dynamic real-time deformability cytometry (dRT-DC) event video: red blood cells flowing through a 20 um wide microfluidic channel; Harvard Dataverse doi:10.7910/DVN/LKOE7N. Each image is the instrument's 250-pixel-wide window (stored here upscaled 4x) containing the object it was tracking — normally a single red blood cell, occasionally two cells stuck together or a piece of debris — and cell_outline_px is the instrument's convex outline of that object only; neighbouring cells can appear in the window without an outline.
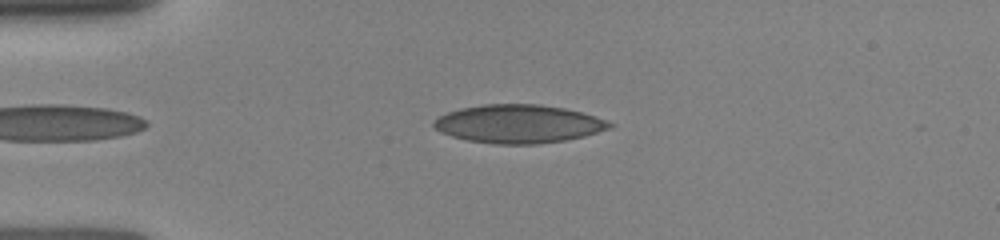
{"species": "human", "species_latin": "Homo sapiens", "temperature_condition": "room temperature", "stored_images_in_passage": 9, "camera_frame_rate_fps": 3000, "um_per_image_px": 0.085, "donor": {"sex": "female"}, "frame": {"image": 1, "passage_image": 2, "time_ms": 0.333, "image_size_px": [1000, 240], "cell_outline_px": [[616, 124], [612, 128], [584, 136], [564, 140], [540, 144], [492, 144], [468, 140], [452, 136], [440, 132], [432, 124], [440, 116], [448, 112], [460, 108], [484, 104], [540, 104], [564, 108], [596, 116]], "centroid_in_image_um": [44.1, 10.53], "position_along_channel_um": 40.9, "area_um2": 39.3}}
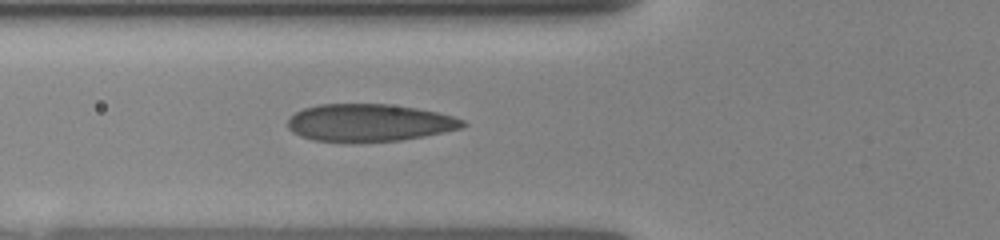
{"frame": {"image": 2, "passage_image": 6, "time_ms": 2.333, "image_size_px": [1000, 240], "cell_outline_px": [[468, 124], [460, 128], [424, 136], [400, 140], [352, 144], [312, 140], [300, 136], [292, 132], [288, 128], [288, 120], [296, 112], [304, 108], [320, 104], [388, 104], [416, 108], [436, 112], [452, 116], [464, 120]], "centroid_in_image_um": [31.35, 10.46], "position_along_channel_um": 94.5, "area_um2": 38.61}}
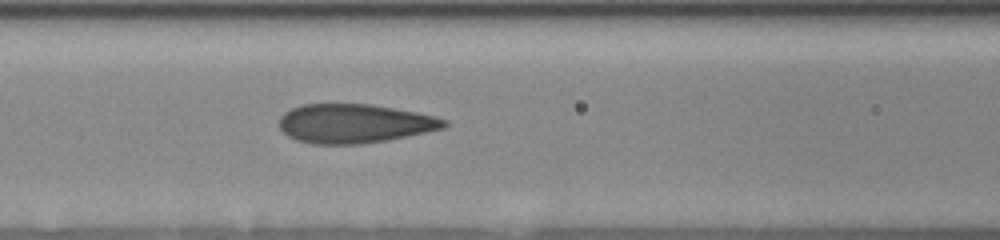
{"frame": {"image": 3, "passage_image": 9, "time_ms": 3.333, "image_size_px": [1000, 240], "cell_outline_px": [[448, 124], [444, 128], [388, 140], [360, 144], [312, 144], [296, 140], [288, 136], [280, 128], [280, 116], [284, 112], [300, 104], [372, 104], [416, 112], [448, 120]], "centroid_in_image_um": [30.1, 10.5], "position_along_channel_um": 136.5, "area_um2": 37.51}}